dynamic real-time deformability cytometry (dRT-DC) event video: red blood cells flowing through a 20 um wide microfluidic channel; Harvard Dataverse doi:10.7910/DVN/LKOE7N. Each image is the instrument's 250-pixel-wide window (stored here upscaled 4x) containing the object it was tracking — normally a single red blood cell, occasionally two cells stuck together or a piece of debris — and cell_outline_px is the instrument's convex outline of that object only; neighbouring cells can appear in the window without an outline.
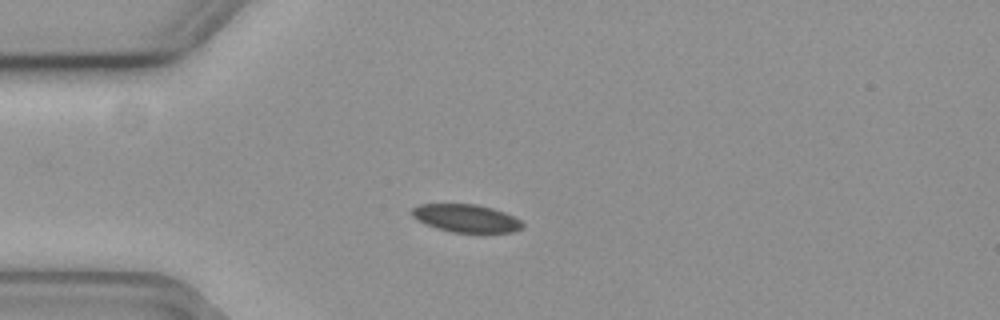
{"species": "common noctule bat (a hibernating species)", "species_latin": "Nyctalus noctula", "temperature_condition": "cold", "stored_images_in_passage": 54, "camera_frame_rate_fps": 3000, "um_per_image_px": 0.085, "animal": {"sex": "female", "body_mass_g": 19.3, "forearm_length_mm": 54.1}, "frame": {"image": 1, "passage_image": 12, "time_ms": 3.667, "image_size_px": [1000, 320], "cell_outline_px": [[524, 228], [512, 232], [452, 232], [436, 228], [412, 216], [412, 208], [420, 204], [476, 204], [492, 208], [504, 212], [520, 220], [524, 224]], "centroid_in_image_um": [39.65, 18.55], "position_along_channel_um": 45.3, "area_um2": 17.74}}
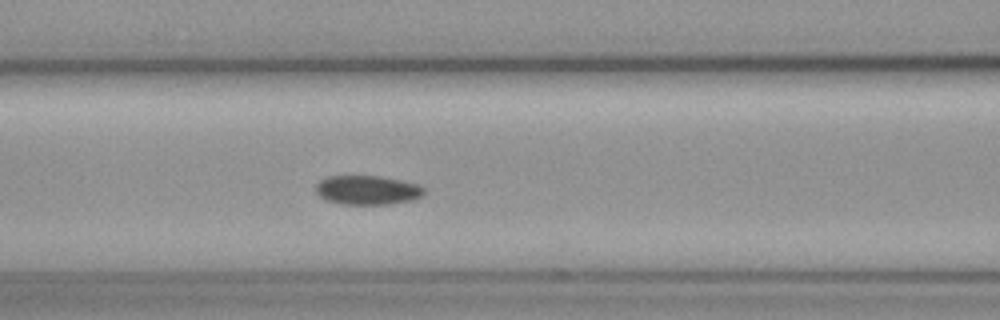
{"frame": {"image": 2, "passage_image": 21, "time_ms": 6.667, "image_size_px": [1000, 320], "cell_outline_px": [[424, 196], [412, 200], [388, 204], [340, 204], [324, 200], [316, 192], [316, 184], [320, 180], [328, 176], [380, 176], [400, 180], [416, 184], [424, 188]], "centroid_in_image_um": [31.21, 16.16], "position_along_channel_um": 135.4, "area_um2": 18.44}}
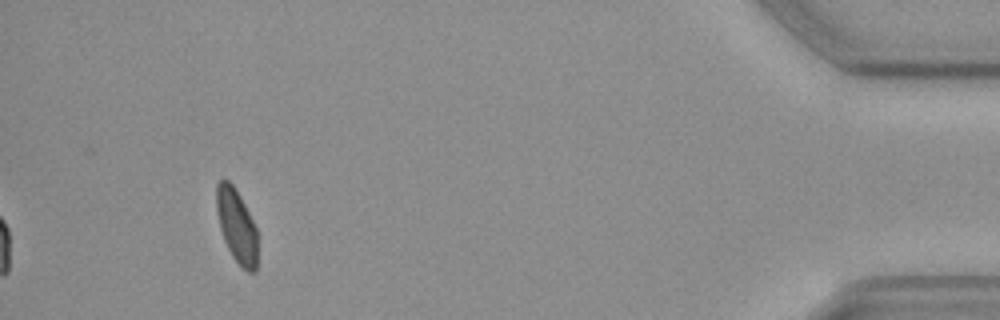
{"frame": {"image": 3, "passage_image": 50, "time_ms": 16.333, "image_size_px": [1000, 320], "cell_outline_px": [[256, 272], [248, 272], [232, 256], [224, 240], [220, 228], [216, 212], [216, 184], [220, 180], [228, 180], [236, 188], [256, 228]], "centroid_in_image_um": [20.08, 19.16], "position_along_channel_um": 415.1, "area_um2": 17.34}, "authors_computed_cell_mechanics": {"area_um2": 18.4671, "velocity_mm_per_s": 3.6475, "shape_relaxation_time_tau1_ms": 9.9366, "shape_relaxation_time_tau2_ms": 7.666, "deformation_change_tau1": 0.0938, "deformation_change_tau2": 0.0971}}